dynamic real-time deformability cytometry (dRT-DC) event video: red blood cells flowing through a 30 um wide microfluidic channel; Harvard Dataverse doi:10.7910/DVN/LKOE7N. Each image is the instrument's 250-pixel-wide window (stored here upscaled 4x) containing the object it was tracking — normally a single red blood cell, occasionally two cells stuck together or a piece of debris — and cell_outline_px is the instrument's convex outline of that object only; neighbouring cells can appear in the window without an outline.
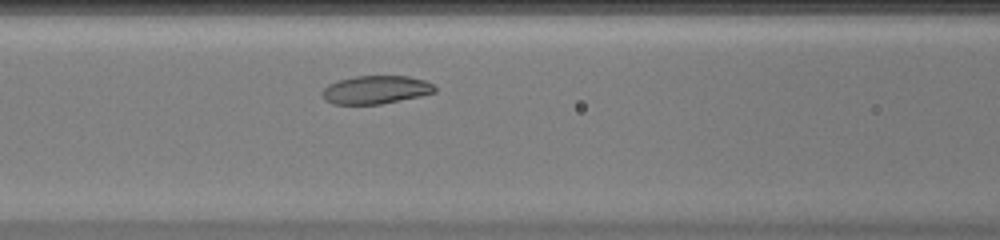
{"species": "common noctule bat (a hibernating species)", "species_latin": "Nyctalus noctula", "temperature_condition": "warm", "stored_images_in_passage": 33, "camera_frame_rate_fps": 3000, "um_per_image_px": 0.085, "animal": {"sex": "female", "body_mass_g": 20.0, "forearm_length_mm": 54.0}, "frame": {"image": 1, "passage_image": 10, "time_ms": 3.0, "image_size_px": [1000, 240], "cell_outline_px": [[436, 92], [420, 96], [380, 104], [332, 104], [324, 100], [324, 88], [328, 84], [340, 80], [356, 76], [408, 76], [424, 80], [432, 84], [436, 88]], "centroid_in_image_um": [31.96, 7.63], "position_along_channel_um": 134.6, "area_um2": 18.32}}
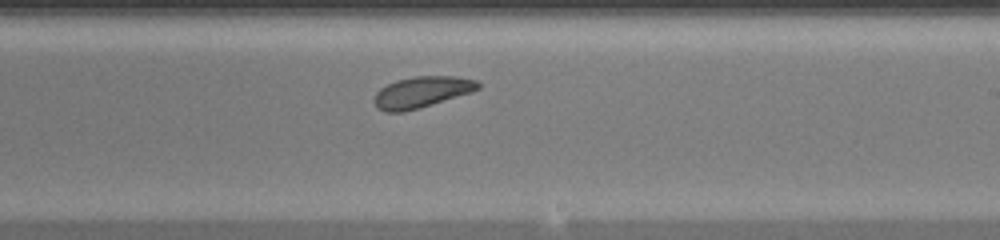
{"frame": {"image": 2, "passage_image": 19, "time_ms": 6.0, "image_size_px": [1000, 240], "cell_outline_px": [[480, 88], [472, 92], [404, 112], [384, 112], [376, 108], [372, 100], [376, 92], [380, 88], [396, 80], [416, 76], [456, 76], [476, 80], [480, 84]], "centroid_in_image_um": [35.81, 7.83], "position_along_channel_um": 253.2, "area_um2": 18.9}}
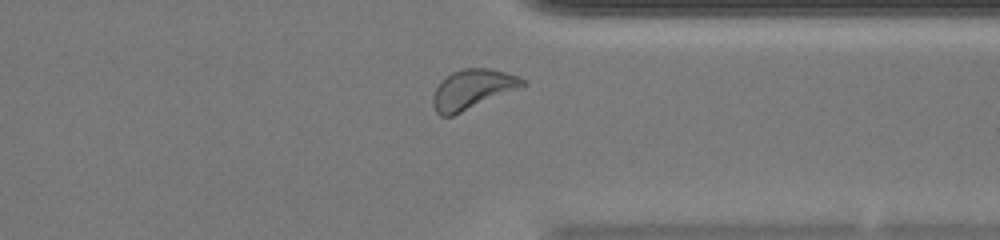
{"frame": {"image": 3, "passage_image": 28, "time_ms": 9.0, "image_size_px": [1000, 240], "cell_outline_px": [[528, 84], [452, 116], [440, 116], [436, 112], [432, 104], [432, 96], [436, 88], [452, 72], [464, 68], [488, 68], [520, 76]], "centroid_in_image_um": [40.15, 7.59], "position_along_channel_um": 371.2, "area_um2": 20.35}, "authors_computed_cell_mechanics": {"area_um2": 18.9584, "velocity_mm_per_s": 3.9634, "shape_relaxation_time_tau1_ms": 1.9727, "shape_relaxation_time_tau2_ms": null, "deformation_change_tau1": 0.0644, "deformation_change_tau2": null}}